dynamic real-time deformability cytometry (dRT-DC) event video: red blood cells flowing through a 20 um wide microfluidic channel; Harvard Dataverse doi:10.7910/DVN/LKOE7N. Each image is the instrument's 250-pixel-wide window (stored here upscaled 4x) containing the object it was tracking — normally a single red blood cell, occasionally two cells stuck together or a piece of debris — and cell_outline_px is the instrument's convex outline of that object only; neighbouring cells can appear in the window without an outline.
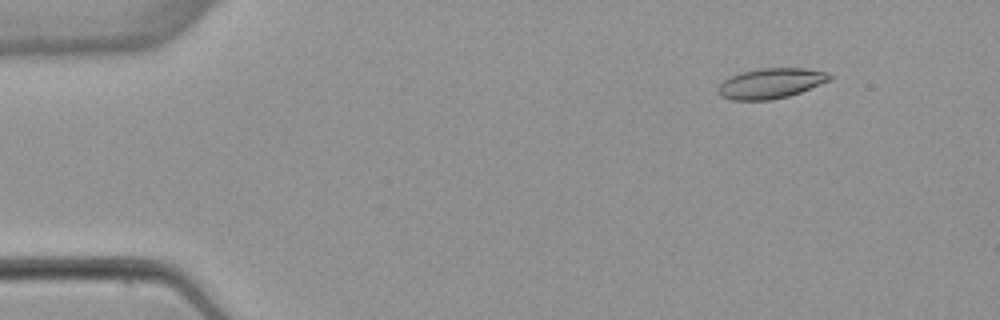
{"species": "common noctule bat (a hibernating species)", "species_latin": "Nyctalus noctula", "temperature_condition": "warm", "stored_images_in_passage": 4, "camera_frame_rate_fps": 3000, "um_per_image_px": 0.085, "animal": {"sex": "female", "body_mass_g": 22.7, "forearm_length_mm": 54.2}, "frame": {"image": 1, "passage_image": 1, "time_ms": 0.0, "image_size_px": [1000, 320], "cell_outline_px": [[832, 80], [800, 92], [788, 96], [772, 100], [732, 100], [720, 96], [716, 92], [716, 88], [724, 80], [740, 72], [756, 68], [804, 68], [828, 72], [832, 76]], "centroid_in_image_um": [65.51, 7.08], "position_along_channel_um": 19.5, "area_um2": 19.88}}
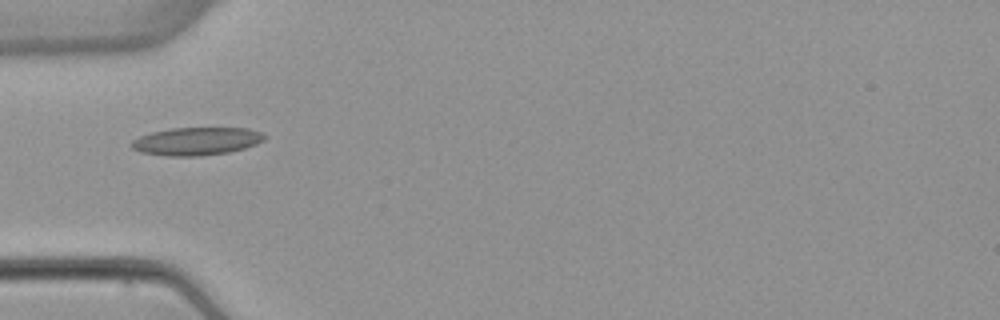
{"frame": {"image": 2, "passage_image": 4, "time_ms": 3.667, "image_size_px": [1000, 320], "cell_outline_px": [[268, 136], [264, 140], [256, 144], [244, 148], [228, 152], [200, 156], [168, 156], [140, 152], [132, 148], [128, 144], [132, 140], [140, 136], [152, 132], [172, 128], [248, 128], [260, 132]], "centroid_in_image_um": [16.69, 12.0], "position_along_channel_um": 68.3, "area_um2": 21.68}}